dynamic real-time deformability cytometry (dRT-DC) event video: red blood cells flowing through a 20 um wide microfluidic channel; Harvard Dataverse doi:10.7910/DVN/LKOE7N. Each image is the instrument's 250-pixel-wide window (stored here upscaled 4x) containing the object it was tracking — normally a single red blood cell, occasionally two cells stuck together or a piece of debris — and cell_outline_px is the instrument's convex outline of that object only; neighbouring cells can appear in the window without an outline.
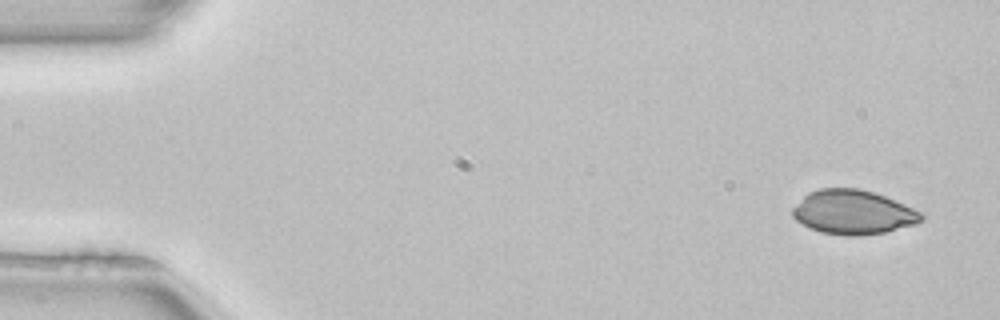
{"species": "common noctule bat (a hibernating species)", "species_latin": "Nyctalus noctula", "temperature_condition": "room temperature", "stored_images_in_passage": 4, "camera_frame_rate_fps": 3000, "um_per_image_px": 0.085, "animal": {"sex": "female", "body_mass_g": 22.7, "forearm_length_mm": 54.2}, "frame": {"image": 1, "passage_image": 1, "time_ms": 0.0, "image_size_px": [1000, 320], "cell_outline_px": [[924, 220], [916, 224], [884, 232], [852, 236], [848, 236], [820, 232], [808, 228], [796, 220], [792, 216], [792, 208], [808, 192], [820, 188], [860, 188], [884, 196], [904, 204], [920, 212], [924, 216]], "centroid_in_image_um": [72.49, 18.04], "position_along_channel_um": 12.5, "area_um2": 33.12}}